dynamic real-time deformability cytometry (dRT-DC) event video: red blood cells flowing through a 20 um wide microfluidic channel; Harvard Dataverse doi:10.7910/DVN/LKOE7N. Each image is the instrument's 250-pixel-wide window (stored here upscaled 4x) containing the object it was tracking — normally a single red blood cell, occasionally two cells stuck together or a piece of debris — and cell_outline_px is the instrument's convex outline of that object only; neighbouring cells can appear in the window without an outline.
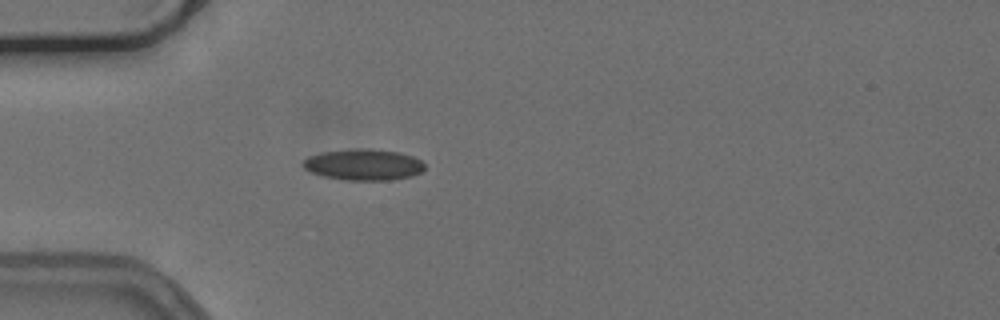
{"species": "common noctule bat (a hibernating species)", "species_latin": "Nyctalus noctula", "temperature_condition": "cold", "stored_images_in_passage": 28, "camera_frame_rate_fps": 3000, "um_per_image_px": 0.085, "animal": {"sex": "female", "body_mass_g": 24.6, "forearm_length_mm": 56.2}, "frame": {"image": 1, "passage_image": 1, "time_ms": 0.0, "image_size_px": [1000, 320], "cell_outline_px": [[424, 168], [420, 172], [412, 176], [388, 180], [348, 180], [324, 176], [312, 172], [304, 168], [304, 160], [308, 156], [324, 152], [356, 148], [368, 148], [400, 152], [412, 156], [420, 160], [424, 164]], "centroid_in_image_um": [30.92, 13.98], "position_along_channel_um": 54.1, "area_um2": 21.91}}